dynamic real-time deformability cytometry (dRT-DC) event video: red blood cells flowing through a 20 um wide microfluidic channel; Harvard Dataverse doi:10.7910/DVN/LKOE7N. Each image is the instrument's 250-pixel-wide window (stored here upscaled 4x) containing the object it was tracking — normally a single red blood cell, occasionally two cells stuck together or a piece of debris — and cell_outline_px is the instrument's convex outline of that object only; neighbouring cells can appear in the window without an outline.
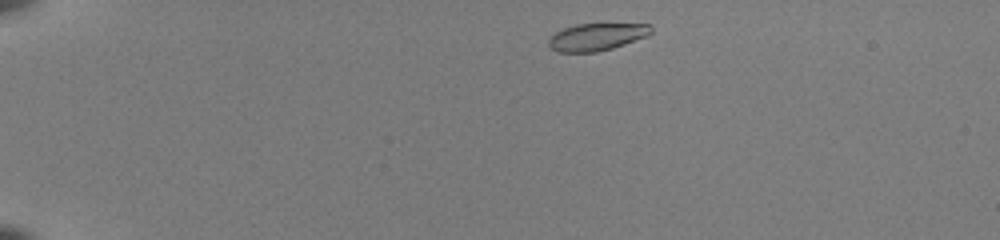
{"species": "common noctule bat (a hibernating species)", "species_latin": "Nyctalus noctula", "temperature_condition": "room temperature", "stored_images_in_passage": 42, "camera_frame_rate_fps": 3000, "um_per_image_px": 0.085, "animal": {"sex": "female", "body_mass_g": 22.0, "forearm_length_mm": 56.7}, "frame": {"image": 1, "passage_image": 1, "time_ms": 0.0, "image_size_px": [1000, 240], "cell_outline_px": [[652, 32], [644, 36], [624, 44], [612, 48], [596, 52], [560, 52], [552, 48], [548, 44], [548, 40], [556, 32], [564, 28], [576, 24], [648, 24], [652, 28]], "centroid_in_image_um": [50.69, 3.13], "position_along_channel_um": 34.3, "area_um2": 15.95}}
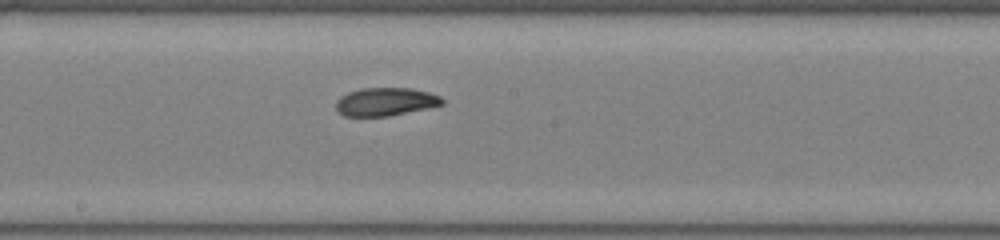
{"frame": {"image": 2, "passage_image": 21, "time_ms": 6.667, "image_size_px": [1000, 240], "cell_outline_px": [[444, 104], [428, 108], [388, 116], [344, 116], [336, 108], [336, 100], [340, 96], [348, 92], [360, 88], [412, 88], [428, 92], [440, 96], [444, 100]], "centroid_in_image_um": [32.77, 8.64], "position_along_channel_um": 215.4, "area_um2": 17.46}}
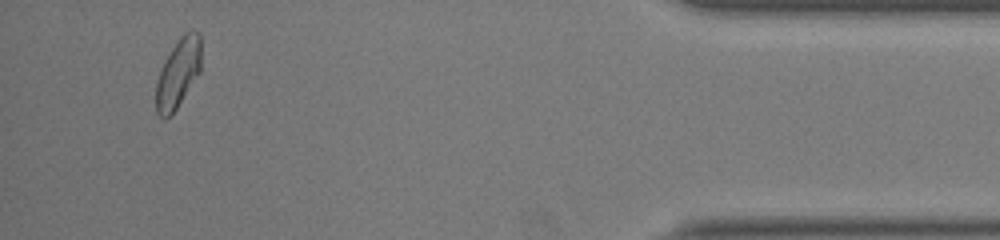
{"frame": {"image": 3, "passage_image": 40, "time_ms": 13.0, "image_size_px": [1000, 240], "cell_outline_px": [[200, 72], [176, 108], [164, 120], [156, 112], [156, 80], [172, 48], [180, 36], [184, 32], [200, 32]], "centroid_in_image_um": [15.14, 6.23], "position_along_channel_um": 420.1, "area_um2": 17.69}, "authors_computed_cell_mechanics": {"area_um2": 17.7446, "velocity_mm_per_s": 3.9922, "shape_relaxation_time_tau1_ms": 9.4603, "shape_relaxation_time_tau2_ms": 2.4124, "deformation_change_tau1": 0.2413, "deformation_change_tau2": 0.0696}}